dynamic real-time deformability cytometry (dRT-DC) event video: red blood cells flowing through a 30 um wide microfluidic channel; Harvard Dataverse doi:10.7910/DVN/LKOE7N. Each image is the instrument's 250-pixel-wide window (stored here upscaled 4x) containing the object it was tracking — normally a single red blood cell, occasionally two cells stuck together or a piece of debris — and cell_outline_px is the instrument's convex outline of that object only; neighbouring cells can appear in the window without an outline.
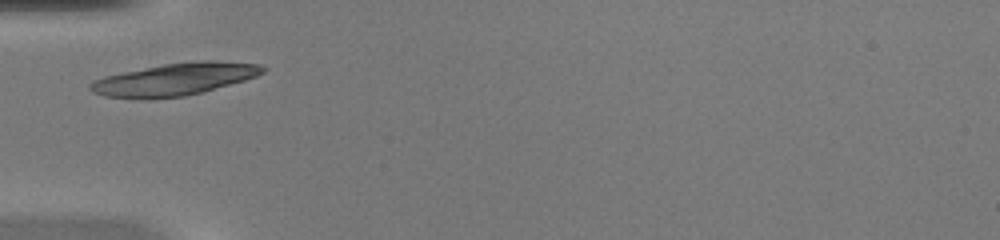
{"species": "common noctule bat (a hibernating species)", "species_latin": "Nyctalus noctula", "temperature_condition": "warm", "stored_images_in_passage": 3, "camera_frame_rate_fps": 3000, "um_per_image_px": 0.085, "animal": {"sex": "female", "body_mass_g": 20.0, "forearm_length_mm": 54.0}, "frame": {"image": 1, "passage_image": 1, "time_ms": 0.0, "image_size_px": [1000, 240], "cell_outline_px": [[264, 72], [256, 76], [244, 80], [204, 92], [184, 96], [152, 100], [140, 100], [104, 96], [92, 92], [88, 88], [88, 84], [92, 80], [104, 76], [164, 64], [204, 60], [216, 60], [260, 64], [264, 68]], "centroid_in_image_um": [14.79, 6.76], "position_along_channel_um": 70.2, "area_um2": 32.83}}